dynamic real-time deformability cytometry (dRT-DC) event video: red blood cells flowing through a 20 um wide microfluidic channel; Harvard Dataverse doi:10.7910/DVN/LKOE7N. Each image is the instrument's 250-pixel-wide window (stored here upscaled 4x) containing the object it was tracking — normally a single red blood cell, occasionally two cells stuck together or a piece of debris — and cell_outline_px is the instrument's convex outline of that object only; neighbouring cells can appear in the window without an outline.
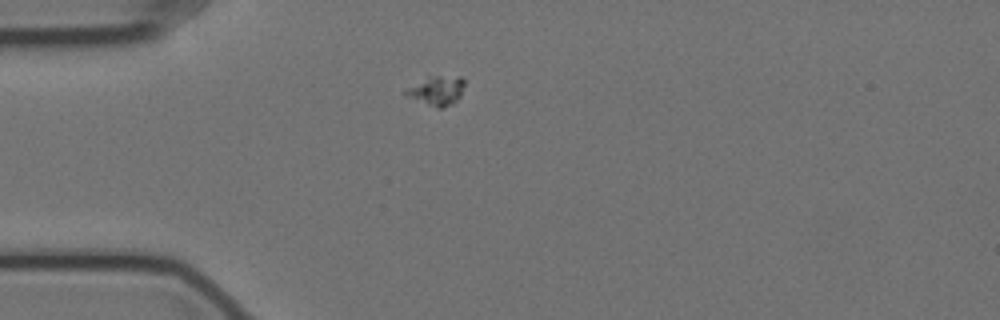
{"species": "Egyptian fruit bat (a non-hibernating species)", "species_latin": "Rousettus aegyptiacus", "temperature_condition": "cold", "stored_images_in_passage": 51, "camera_frame_rate_fps": 3000, "um_per_image_px": 0.085, "animal": {"sex": "female"}, "frame": {"image": 1, "passage_image": 8, "time_ms": 2.333, "image_size_px": [1000, 320], "cell_outline_px": [[464, 84], [460, 96], [452, 104], [440, 108], [436, 108], [404, 96], [404, 92], [408, 88], [428, 76], [460, 76], [464, 80]], "centroid_in_image_um": [37.11, 7.71], "position_along_channel_um": 47.9, "area_um2": 10.0}}
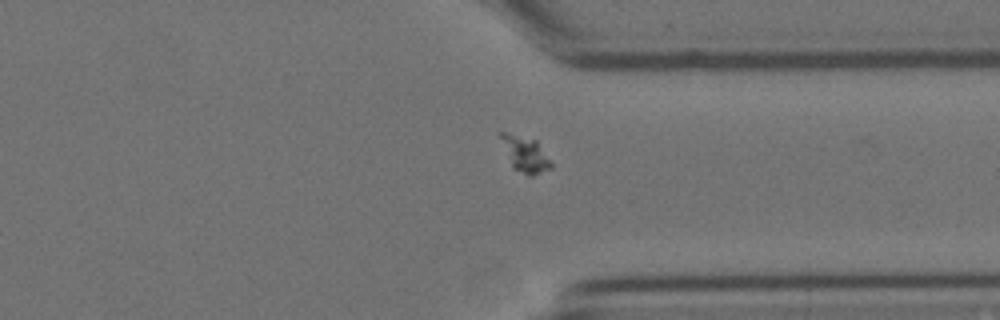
{"frame": {"image": 2, "passage_image": 37, "time_ms": 12.0, "image_size_px": [1000, 320], "cell_outline_px": [[552, 168], [532, 176], [528, 176], [512, 168], [496, 132], [504, 132], [536, 140], [552, 164]], "centroid_in_image_um": [44.58, 13.11], "position_along_channel_um": 366.8, "area_um2": 10.52}}
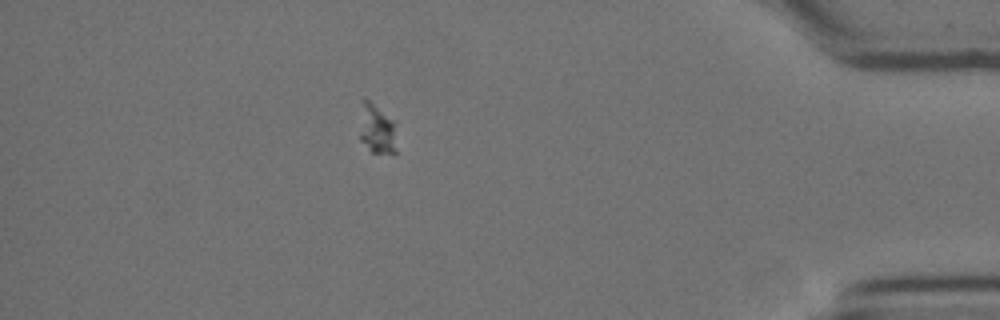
{"frame": {"image": 3, "passage_image": 44, "time_ms": 14.333, "image_size_px": [1000, 320], "cell_outline_px": [[396, 152], [372, 152], [360, 140], [360, 136], [364, 96], [396, 120]], "centroid_in_image_um": [32.1, 10.95], "position_along_channel_um": 403.1, "area_um2": 10.69}}